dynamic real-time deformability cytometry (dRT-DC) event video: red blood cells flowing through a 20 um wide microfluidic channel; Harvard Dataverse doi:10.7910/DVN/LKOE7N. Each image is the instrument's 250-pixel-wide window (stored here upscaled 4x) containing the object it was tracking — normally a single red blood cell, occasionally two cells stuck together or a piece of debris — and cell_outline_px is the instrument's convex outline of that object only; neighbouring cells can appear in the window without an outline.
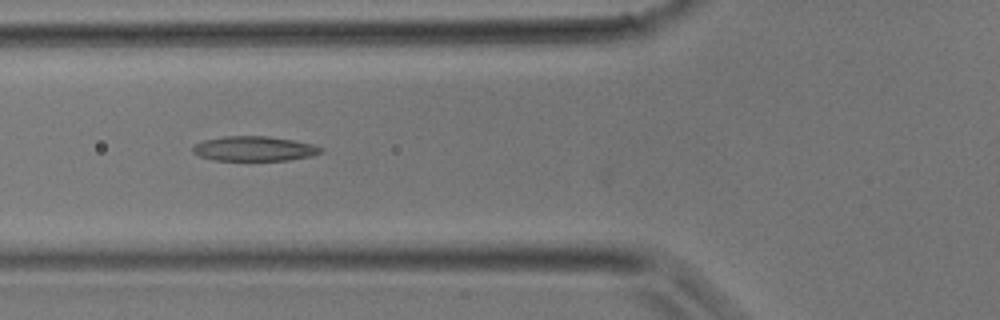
{"species": "common noctule bat (a hibernating species)", "species_latin": "Nyctalus noctula", "temperature_condition": "room temperature", "stored_images_in_passage": 38, "camera_frame_rate_fps": 3000, "um_per_image_px": 0.085, "animal": {"sex": "male", "body_mass_g": 17.9}, "frame": {"image": 1, "passage_image": 14, "time_ms": 4.333, "image_size_px": [1000, 320], "cell_outline_px": [[324, 152], [312, 156], [288, 160], [212, 160], [200, 156], [192, 152], [192, 148], [196, 144], [204, 140], [224, 136], [268, 136], [292, 140], [312, 144], [324, 148]], "centroid_in_image_um": [21.63, 12.64], "position_along_channel_um": 104.2, "area_um2": 18.5}}
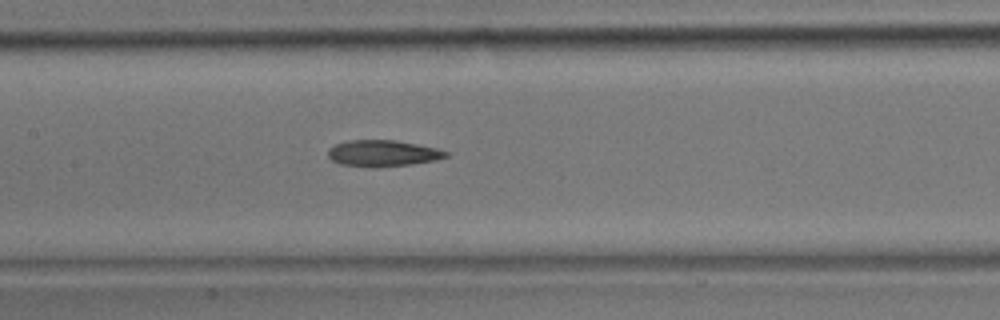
{"frame": {"image": 2, "passage_image": 18, "time_ms": 5.667, "image_size_px": [1000, 320], "cell_outline_px": [[448, 156], [436, 160], [412, 164], [376, 168], [372, 168], [340, 164], [332, 160], [328, 156], [328, 148], [336, 144], [348, 140], [392, 140], [416, 144], [436, 148], [448, 152]], "centroid_in_image_um": [32.51, 13.04], "position_along_channel_um": 174.9, "area_um2": 18.15}}
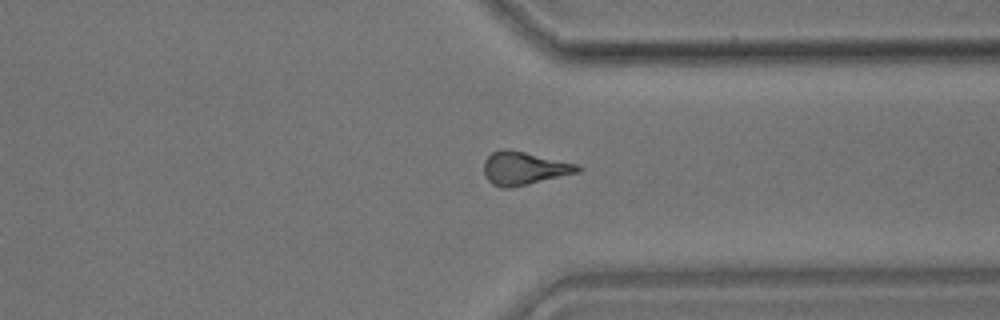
{"frame": {"image": 3, "passage_image": 29, "time_ms": 9.333, "image_size_px": [1000, 320], "cell_outline_px": [[584, 168], [580, 172], [528, 184], [508, 188], [500, 188], [492, 184], [484, 176], [484, 160], [492, 152], [504, 148], [508, 148], [580, 164]], "centroid_in_image_um": [44.57, 14.29], "position_along_channel_um": 366.8, "area_um2": 18.44}}